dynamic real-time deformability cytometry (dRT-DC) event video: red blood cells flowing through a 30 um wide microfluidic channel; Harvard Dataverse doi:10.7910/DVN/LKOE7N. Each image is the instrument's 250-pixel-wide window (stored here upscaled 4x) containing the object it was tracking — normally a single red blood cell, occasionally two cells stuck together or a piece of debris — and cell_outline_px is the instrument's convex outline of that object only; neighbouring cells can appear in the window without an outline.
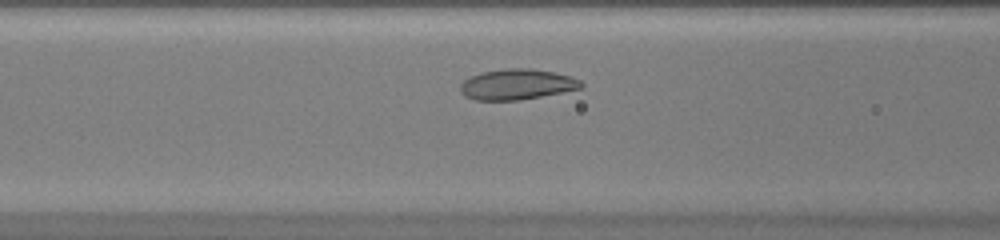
{"species": "common noctule bat (a hibernating species)", "species_latin": "Nyctalus noctula", "temperature_condition": "warm", "stored_images_in_passage": 32, "camera_frame_rate_fps": 3000, "um_per_image_px": 0.085, "animal": {"sex": "female", "body_mass_g": 20.0, "forearm_length_mm": 54.0}, "frame": {"image": 1, "passage_image": 9, "time_ms": 2.667, "image_size_px": [1000, 240], "cell_outline_px": [[584, 88], [520, 100], [476, 100], [464, 96], [460, 92], [460, 84], [464, 80], [480, 72], [508, 68], [528, 68], [556, 72], [580, 80], [584, 84]], "centroid_in_image_um": [43.94, 7.17], "position_along_channel_um": 122.7, "area_um2": 21.62}}
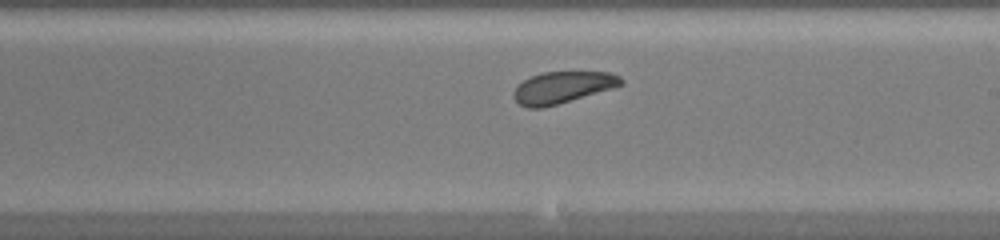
{"frame": {"image": 2, "passage_image": 18, "time_ms": 5.667, "image_size_px": [1000, 240], "cell_outline_px": [[624, 84], [612, 88], [556, 104], [540, 108], [528, 108], [520, 104], [512, 96], [512, 92], [516, 84], [532, 76], [544, 72], [608, 72], [620, 76], [624, 80]], "centroid_in_image_um": [47.78, 7.42], "position_along_channel_um": 241.2, "area_um2": 19.65}}
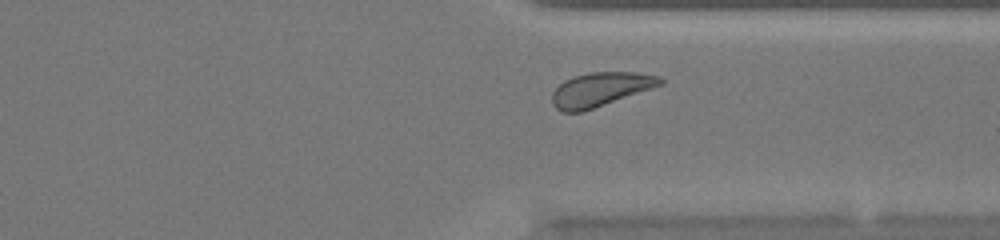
{"frame": {"image": 3, "passage_image": 27, "time_ms": 8.667, "image_size_px": [1000, 240], "cell_outline_px": [[664, 84], [580, 112], [560, 112], [552, 104], [552, 92], [564, 80], [588, 72], [636, 72], [660, 76], [664, 80]], "centroid_in_image_um": [51.02, 7.59], "position_along_channel_um": 360.4, "area_um2": 21.21}, "authors_computed_cell_mechanics": {"area_um2": 21.0681, "velocity_mm_per_s": 3.9598, "shape_relaxation_time_tau1_ms": 1.3933, "shape_relaxation_time_tau2_ms": 10.4886, "deformation_change_tau1": 0.0678, "deformation_change_tau2": 0.188}}